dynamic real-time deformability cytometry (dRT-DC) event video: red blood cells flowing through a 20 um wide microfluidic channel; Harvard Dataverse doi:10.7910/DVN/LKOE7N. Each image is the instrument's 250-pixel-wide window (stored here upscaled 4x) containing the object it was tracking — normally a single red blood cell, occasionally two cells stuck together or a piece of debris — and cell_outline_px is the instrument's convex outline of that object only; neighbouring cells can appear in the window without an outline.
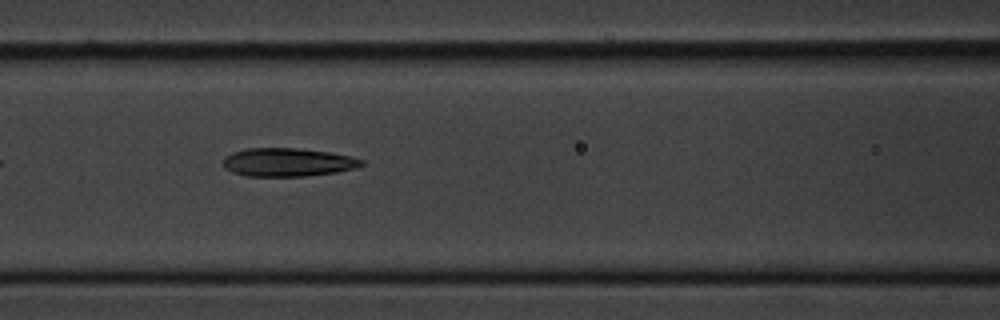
{"species": "common noctule bat (a hibernating species)", "species_latin": "Nyctalus noctula", "temperature_condition": "cold", "stored_images_in_passage": 13, "camera_frame_rate_fps": 3000, "um_per_image_px": 0.085, "animal": {"sex": "male", "body_mass_g": 20.1, "forearm_length_mm": 53.5}, "frame": {"image": 1, "passage_image": 4, "time_ms": 3.333, "image_size_px": [1000, 320], "cell_outline_px": [[364, 164], [356, 168], [336, 172], [304, 176], [248, 176], [232, 172], [224, 168], [224, 156], [232, 152], [248, 148], [296, 148], [328, 152], [352, 156], [364, 160]], "centroid_in_image_um": [24.46, 13.79], "position_along_channel_um": 142.1, "area_um2": 22.89}}
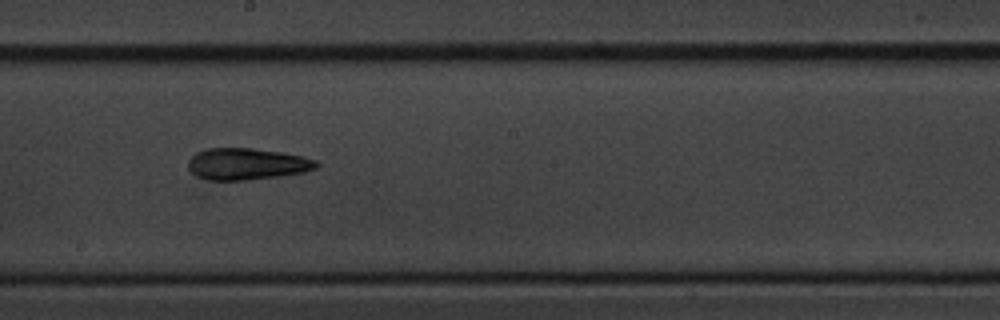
{"frame": {"image": 2, "passage_image": 6, "time_ms": 5.667, "image_size_px": [1000, 320], "cell_outline_px": [[320, 164], [316, 168], [304, 172], [276, 176], [244, 180], [208, 180], [196, 176], [188, 168], [188, 160], [196, 152], [208, 148], [252, 148], [280, 152], [304, 156], [316, 160]], "centroid_in_image_um": [20.97, 13.93], "position_along_channel_um": 227.2, "area_um2": 23.58}}
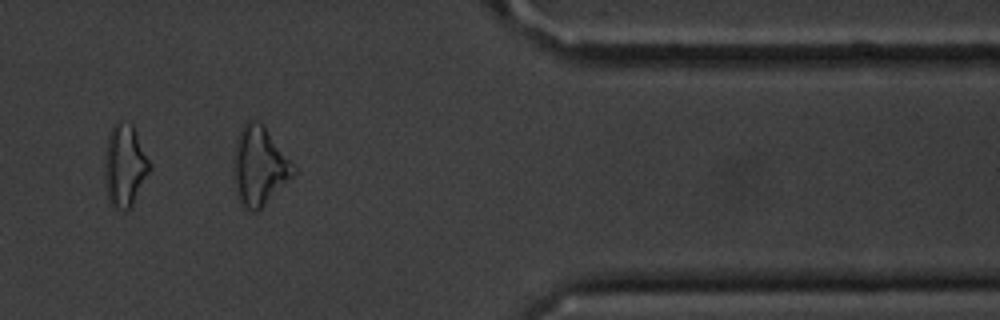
{"frame": {"image": 3, "passage_image": 10, "time_ms": 10.667, "image_size_px": [1000, 320], "cell_outline_px": [[296, 172], [256, 212], [252, 212], [240, 204], [236, 196], [232, 172], [232, 164], [236, 140], [240, 128], [248, 120], [256, 120], [264, 124], [296, 168]], "centroid_in_image_um": [21.99, 14.09], "position_along_channel_um": 389.4, "area_um2": 27.57}, "authors_computed_cell_mechanics": {"area_um2": 23.698, "velocity_mm_per_s": 3.6467, "shape_relaxation_time_tau1_ms": null, "shape_relaxation_time_tau2_ms": 11.1297, "deformation_change_tau1": null, "deformation_change_tau2": 0.2036}}